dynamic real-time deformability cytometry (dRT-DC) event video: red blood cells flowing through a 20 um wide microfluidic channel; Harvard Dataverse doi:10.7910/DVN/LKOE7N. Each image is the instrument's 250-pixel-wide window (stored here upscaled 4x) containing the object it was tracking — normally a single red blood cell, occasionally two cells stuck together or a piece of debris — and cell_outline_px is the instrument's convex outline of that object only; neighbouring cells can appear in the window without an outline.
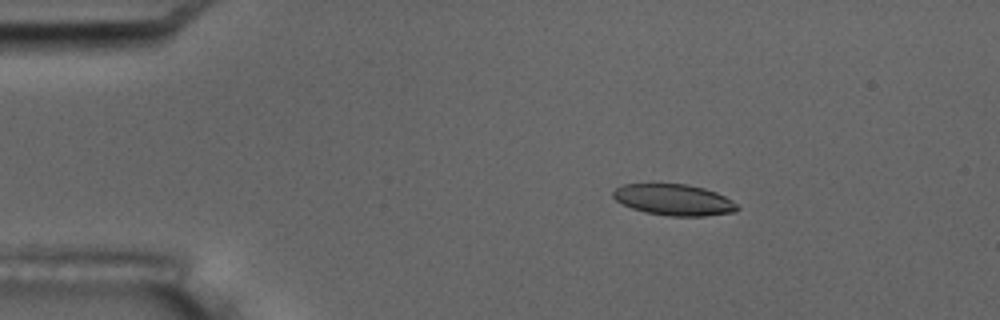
{"species": "common noctule bat (a hibernating species)", "species_latin": "Nyctalus noctula", "temperature_condition": "room temperature", "stored_images_in_passage": 4, "camera_frame_rate_fps": 3000, "um_per_image_px": 0.085, "animal": {"sex": "male", "body_mass_g": 17.5, "forearm_length_mm": 52.3}, "frame": {"image": 1, "passage_image": 2, "time_ms": 2.0, "image_size_px": [1000, 320], "cell_outline_px": [[740, 208], [736, 212], [704, 216], [668, 216], [644, 212], [632, 208], [616, 200], [612, 196], [612, 192], [616, 188], [624, 184], [688, 184], [704, 188], [716, 192], [732, 200]], "centroid_in_image_um": [57.3, 16.99], "position_along_channel_um": 27.7, "area_um2": 22.6}}